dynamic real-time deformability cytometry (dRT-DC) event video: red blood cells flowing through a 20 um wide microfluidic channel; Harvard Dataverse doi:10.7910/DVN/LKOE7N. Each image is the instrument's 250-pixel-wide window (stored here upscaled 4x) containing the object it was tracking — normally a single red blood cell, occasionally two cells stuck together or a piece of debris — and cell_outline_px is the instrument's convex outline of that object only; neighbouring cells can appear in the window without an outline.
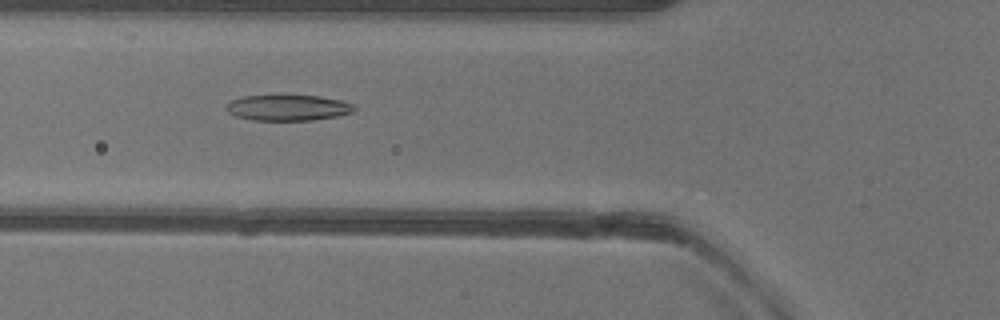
{"species": "common noctule bat (a hibernating species)", "species_latin": "Nyctalus noctula", "temperature_condition": "warm", "stored_images_in_passage": 51, "camera_frame_rate_fps": 3000, "um_per_image_px": 0.085, "animal": {"sex": "female"}, "frame": {"image": 1, "passage_image": 18, "time_ms": 5.667, "image_size_px": [1000, 320], "cell_outline_px": [[356, 108], [352, 112], [336, 116], [312, 120], [252, 120], [236, 116], [228, 112], [224, 108], [232, 100], [244, 96], [320, 96], [340, 100], [352, 104]], "centroid_in_image_um": [24.46, 9.16], "position_along_channel_um": 101.3, "area_um2": 18.96}}
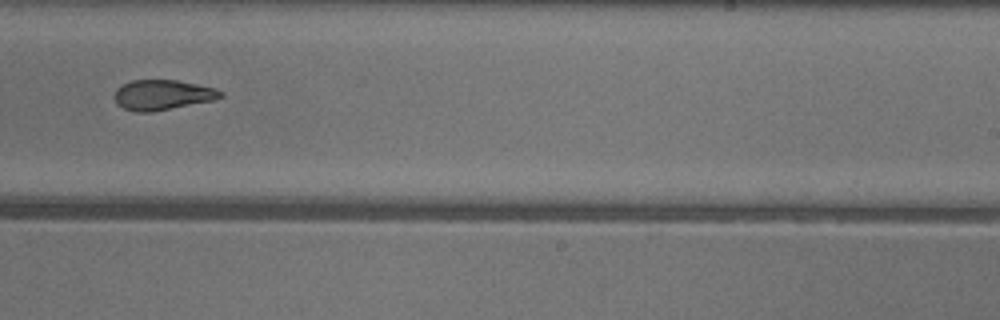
{"frame": {"image": 2, "passage_image": 31, "time_ms": 10.0, "image_size_px": [1000, 320], "cell_outline_px": [[224, 96], [216, 100], [152, 112], [136, 112], [124, 108], [116, 104], [116, 88], [132, 80], [176, 80], [216, 88], [224, 92]], "centroid_in_image_um": [13.86, 8.07], "position_along_channel_um": 275.1, "area_um2": 18.67}}
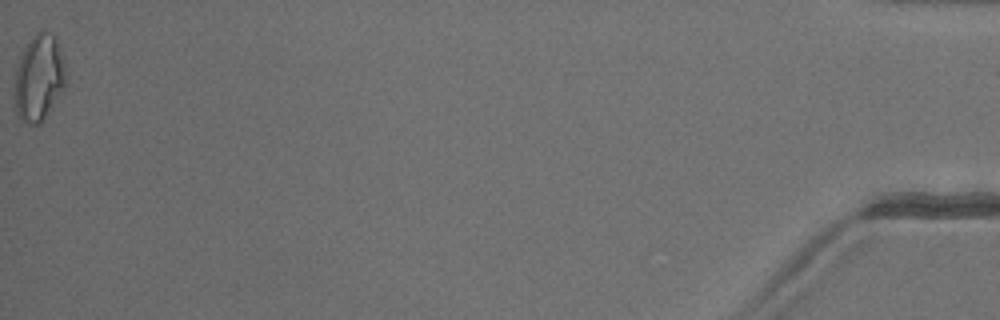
{"frame": {"image": 3, "passage_image": 51, "time_ms": 16.667, "image_size_px": [1000, 320], "cell_outline_px": [[64, 88], [40, 124], [28, 124], [16, 112], [16, 68], [20, 56], [32, 36], [36, 32], [44, 28], [56, 40], [64, 68]], "centroid_in_image_um": [3.3, 6.6], "position_along_channel_um": 431.9, "area_um2": 24.8}, "authors_computed_cell_mechanics": {"area_um2": 19.9988, "velocity_mm_per_s": 4.0108, "shape_relaxation_time_tau1_ms": 6.4453, "shape_relaxation_time_tau2_ms": 2.6639, "deformation_change_tau1": 0.1919, "deformation_change_tau2": 0.0997}}